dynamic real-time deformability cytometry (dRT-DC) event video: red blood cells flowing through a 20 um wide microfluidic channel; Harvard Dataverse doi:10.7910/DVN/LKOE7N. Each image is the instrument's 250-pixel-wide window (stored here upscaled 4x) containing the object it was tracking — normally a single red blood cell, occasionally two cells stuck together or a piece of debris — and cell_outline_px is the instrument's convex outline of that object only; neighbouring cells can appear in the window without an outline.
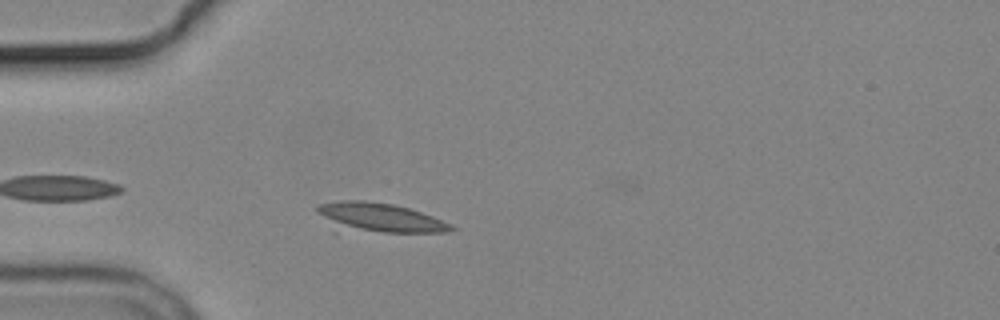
{"species": "common noctule bat (a hibernating species)", "species_latin": "Nyctalus noctula", "temperature_condition": "cold", "stored_images_in_passage": 3, "camera_frame_rate_fps": 3000, "um_per_image_px": 0.085, "animal": {"sex": "male", "body_mass_g": 19.2, "forearm_length_mm": 51.8}, "frame": {"image": 1, "passage_image": 3, "time_ms": 3.333, "image_size_px": [1000, 320], "cell_outline_px": [[456, 228], [448, 232], [336, 236], [332, 232], [316, 212], [316, 208], [320, 204], [340, 200], [364, 200], [392, 204], [408, 208], [432, 216], [452, 224]], "centroid_in_image_um": [32.06, 18.62], "position_along_channel_um": 52.9, "area_um2": 25.49}}